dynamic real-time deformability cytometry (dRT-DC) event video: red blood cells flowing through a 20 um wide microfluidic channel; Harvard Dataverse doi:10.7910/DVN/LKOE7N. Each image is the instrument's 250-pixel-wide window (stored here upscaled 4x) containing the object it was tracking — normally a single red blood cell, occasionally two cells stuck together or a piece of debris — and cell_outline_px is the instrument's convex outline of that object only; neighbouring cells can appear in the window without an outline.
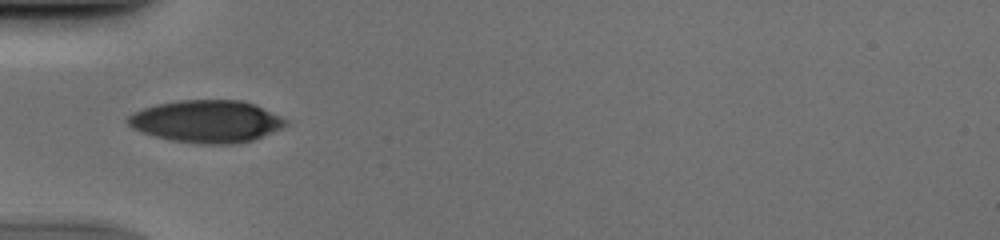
{"species": "human", "species_latin": "Homo sapiens", "temperature_condition": "cold", "stored_images_in_passage": 36, "camera_frame_rate_fps": 3000, "um_per_image_px": 0.085, "donor": {"sex": "male"}, "frame": {"image": 1, "passage_image": 2, "time_ms": 0.333, "image_size_px": [1000, 240], "cell_outline_px": [[288, 124], [284, 128], [252, 140], [236, 144], [196, 144], [168, 140], [140, 132], [132, 128], [124, 120], [132, 112], [156, 104], [180, 100], [240, 100], [252, 104], [280, 116], [288, 120]], "centroid_in_image_um": [17.52, 10.33], "position_along_channel_um": 67.5, "area_um2": 39.19}}
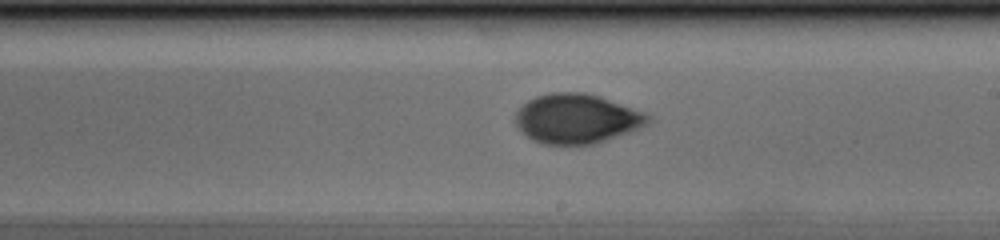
{"frame": {"image": 2, "passage_image": 15, "time_ms": 4.667, "image_size_px": [1000, 240], "cell_outline_px": [[652, 120], [648, 124], [632, 132], [596, 144], [544, 144], [532, 140], [520, 132], [516, 124], [516, 112], [528, 100], [536, 96], [552, 92], [584, 92], [600, 96], [644, 112], [652, 116]], "centroid_in_image_um": [49.05, 10.09], "position_along_channel_um": 239.9, "area_um2": 38.61}}
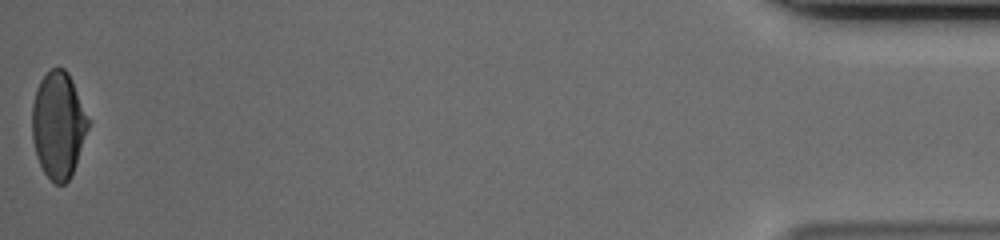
{"frame": {"image": 3, "passage_image": 36, "time_ms": 11.667, "image_size_px": [1000, 240], "cell_outline_px": [[92, 120], [72, 176], [64, 184], [56, 184], [44, 172], [36, 156], [32, 140], [32, 104], [36, 88], [40, 80], [52, 68], [64, 68], [68, 72]], "centroid_in_image_um": [4.99, 10.62], "position_along_channel_um": 430.2, "area_um2": 35.43}}